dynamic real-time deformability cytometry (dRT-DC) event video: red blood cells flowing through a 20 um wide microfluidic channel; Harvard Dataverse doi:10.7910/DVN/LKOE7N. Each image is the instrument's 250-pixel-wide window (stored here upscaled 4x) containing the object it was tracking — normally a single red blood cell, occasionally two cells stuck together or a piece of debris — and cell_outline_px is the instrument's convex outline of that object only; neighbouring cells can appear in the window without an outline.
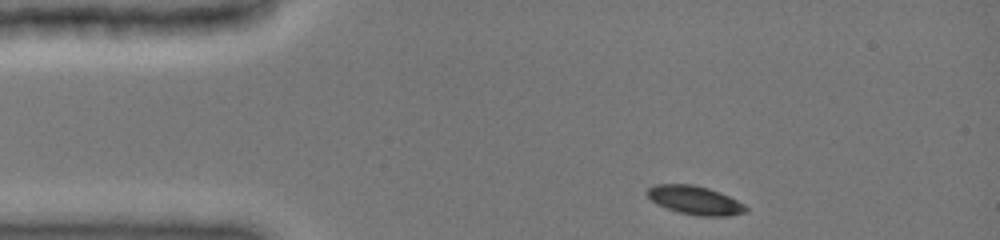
{"species": "common noctule bat (a hibernating species)", "species_latin": "Nyctalus noctula", "temperature_condition": "cold", "stored_images_in_passage": 37, "camera_frame_rate_fps": 3000, "um_per_image_px": 0.085, "animal": {"sex": "female", "body_mass_g": 19.0, "forearm_length_mm": 51.5}, "frame": {"image": 1, "passage_image": 1, "time_ms": 0.0, "image_size_px": [1000, 240], "cell_outline_px": [[748, 212], [728, 216], [696, 216], [680, 212], [656, 204], [648, 196], [648, 188], [656, 184], [692, 184], [708, 188], [720, 192], [744, 204], [748, 208]], "centroid_in_image_um": [59.1, 17.02], "position_along_channel_um": 25.9, "area_um2": 16.36}}
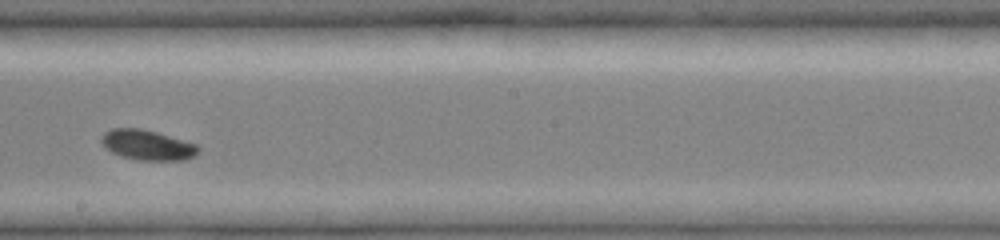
{"frame": {"image": 2, "passage_image": 21, "time_ms": 6.667, "image_size_px": [1000, 240], "cell_outline_px": [[200, 148], [192, 156], [184, 160], [140, 160], [120, 156], [104, 148], [100, 140], [100, 136], [104, 132], [112, 128], [140, 128], [156, 132], [196, 144]], "centroid_in_image_um": [12.45, 12.32], "position_along_channel_um": 235.7, "area_um2": 16.94}}
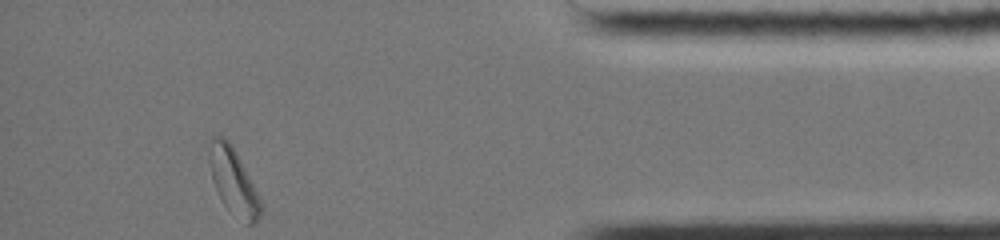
{"frame": {"image": 3, "passage_image": 37, "time_ms": 12.0, "image_size_px": [1000, 240], "cell_outline_px": [[264, 208], [256, 224], [248, 224], [228, 208], [224, 204], [212, 180], [208, 156], [208, 140], [212, 136], [220, 136], [228, 140], [232, 144]], "centroid_in_image_um": [19.81, 15.37], "position_along_channel_um": 415.4, "area_um2": 19.48}, "authors_computed_cell_mechanics": {"area_um2": 17.1666, "velocity_mm_per_s": 3.9351, "shape_relaxation_time_tau1_ms": 2.4086, "shape_relaxation_time_tau2_ms": null, "deformation_change_tau1": 0.0951, "deformation_change_tau2": null}}